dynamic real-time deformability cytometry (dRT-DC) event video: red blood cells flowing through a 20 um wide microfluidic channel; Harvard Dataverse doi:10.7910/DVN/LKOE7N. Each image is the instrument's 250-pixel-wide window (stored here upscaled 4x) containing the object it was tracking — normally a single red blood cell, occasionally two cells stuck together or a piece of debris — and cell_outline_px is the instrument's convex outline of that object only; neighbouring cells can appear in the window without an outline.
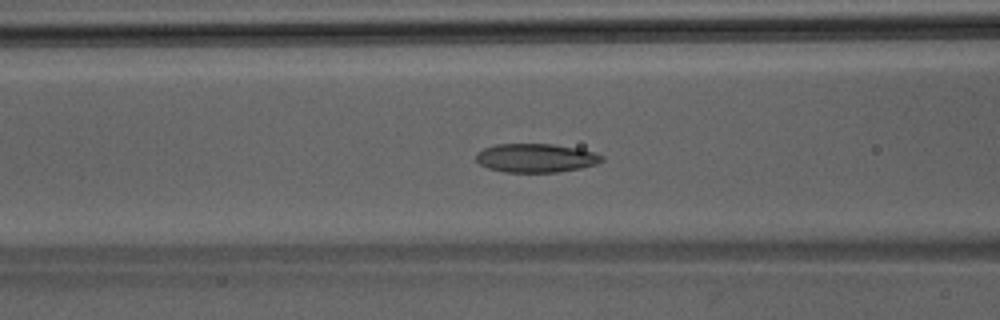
{"species": "Egyptian fruit bat (a non-hibernating species)", "species_latin": "Rousettus aegyptiacus", "temperature_condition": "room temperature", "stored_images_in_passage": 47, "camera_frame_rate_fps": 3000, "um_per_image_px": 0.085, "animal": {"sex": "male"}, "frame": {"image": 1, "passage_image": 18, "time_ms": 5.667, "image_size_px": [1000, 320], "cell_outline_px": [[604, 160], [596, 164], [580, 168], [556, 172], [504, 172], [488, 168], [480, 164], [476, 160], [476, 152], [484, 148], [496, 144], [552, 144], [580, 148], [596, 152], [604, 156]], "centroid_in_image_um": [45.57, 13.42], "position_along_channel_um": 121.0, "area_um2": 21.21}}
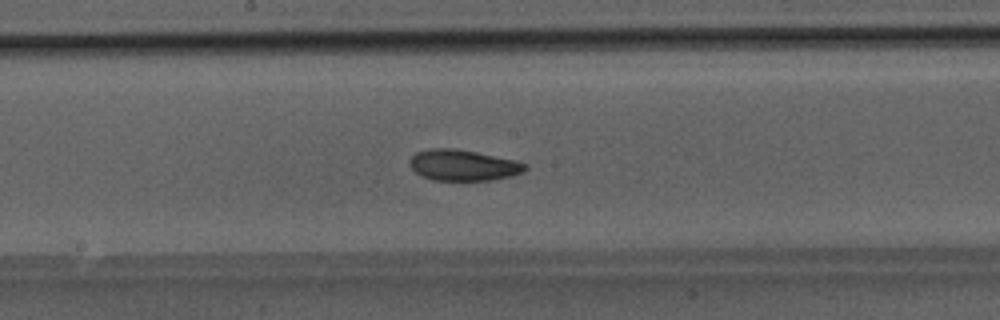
{"frame": {"image": 2, "passage_image": 24, "time_ms": 7.667, "image_size_px": [1000, 320], "cell_outline_px": [[528, 168], [524, 172], [512, 176], [492, 180], [432, 180], [420, 176], [408, 164], [408, 160], [416, 152], [432, 148], [452, 148], [476, 152], [512, 160], [528, 164]], "centroid_in_image_um": [39.35, 14.05], "position_along_channel_um": 208.9, "area_um2": 20.87}}
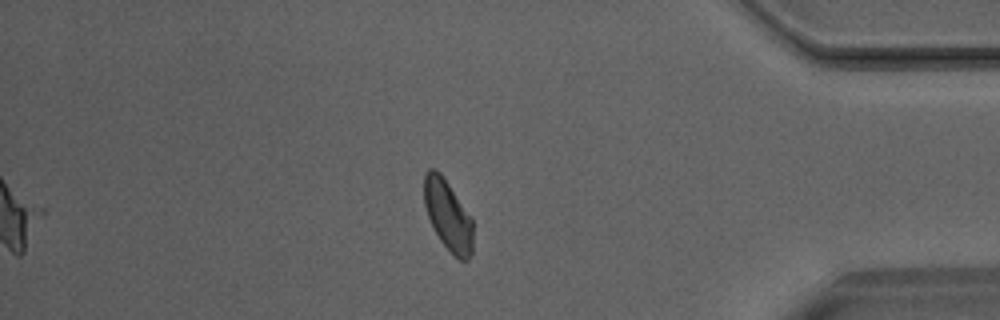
{"frame": {"image": 3, "passage_image": 39, "time_ms": 12.667, "image_size_px": [1000, 320], "cell_outline_px": [[472, 252], [468, 260], [460, 260], [440, 240], [432, 228], [424, 204], [424, 172], [428, 168], [436, 168], [440, 172], [472, 216]], "centroid_in_image_um": [38.06, 18.25], "position_along_channel_um": 397.1, "area_um2": 20.17}}